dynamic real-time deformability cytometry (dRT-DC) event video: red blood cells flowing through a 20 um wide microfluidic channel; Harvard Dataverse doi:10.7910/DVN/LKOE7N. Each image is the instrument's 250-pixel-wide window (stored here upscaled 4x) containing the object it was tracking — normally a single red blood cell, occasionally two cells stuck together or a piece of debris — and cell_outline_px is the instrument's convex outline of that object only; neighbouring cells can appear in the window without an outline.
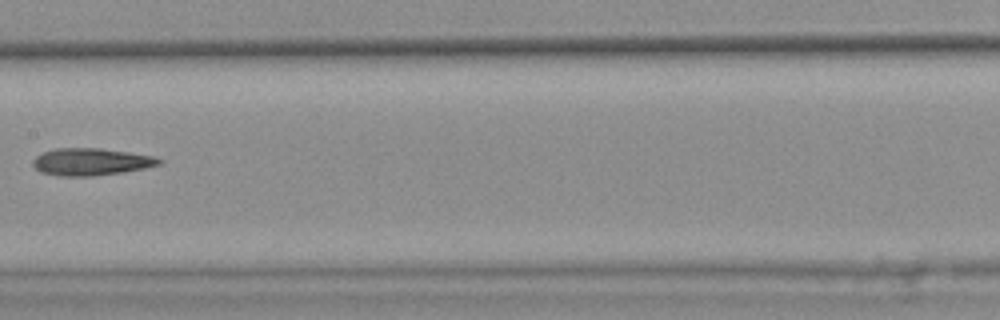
{"species": "common noctule bat (a hibernating species)", "species_latin": "Nyctalus noctula", "temperature_condition": "warm", "stored_images_in_passage": 8, "camera_frame_rate_fps": 3000, "um_per_image_px": 0.085, "animal": {"sex": "female", "body_mass_g": 25.1}, "frame": {"image": 1, "passage_image": 8, "time_ms": 2.333, "image_size_px": [1000, 320], "cell_outline_px": [[164, 164], [144, 168], [120, 172], [92, 176], [60, 176], [40, 172], [32, 164], [32, 160], [36, 156], [44, 152], [56, 148], [100, 148], [128, 152], [152, 156], [164, 160]], "centroid_in_image_um": [7.74, 13.75], "position_along_channel_um": 199.7, "area_um2": 19.94}}